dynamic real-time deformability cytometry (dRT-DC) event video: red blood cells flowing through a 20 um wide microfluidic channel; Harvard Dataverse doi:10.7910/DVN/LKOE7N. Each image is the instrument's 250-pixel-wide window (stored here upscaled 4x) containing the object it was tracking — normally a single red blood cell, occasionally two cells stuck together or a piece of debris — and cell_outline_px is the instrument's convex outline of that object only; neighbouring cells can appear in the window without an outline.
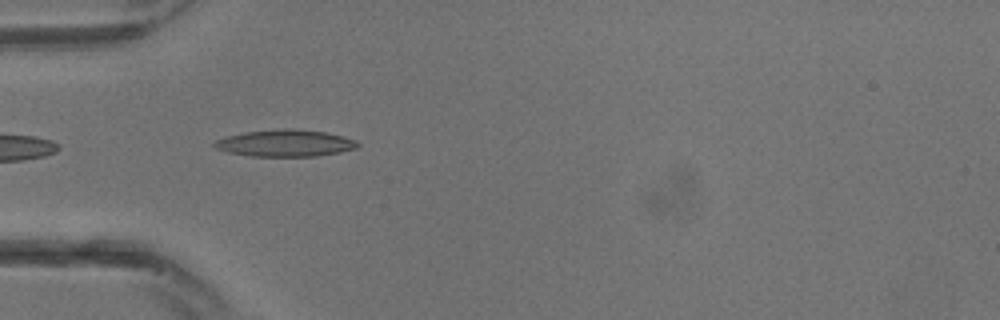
{"species": "common noctule bat (a hibernating species)", "species_latin": "Nyctalus noctula", "temperature_condition": "warm", "stored_images_in_passage": 8, "camera_frame_rate_fps": 3000, "um_per_image_px": 0.085, "animal": {"sex": "male", "body_mass_g": 13.3}, "frame": {"image": 1, "passage_image": 4, "time_ms": 1.0, "image_size_px": [1000, 320], "cell_outline_px": [[360, 144], [356, 148], [340, 152], [316, 156], [252, 156], [228, 152], [212, 148], [212, 144], [216, 140], [224, 136], [244, 132], [284, 128], [288, 128], [324, 132], [344, 136], [356, 140]], "centroid_in_image_um": [24.21, 12.16], "position_along_channel_um": 60.8, "area_um2": 22.48}}
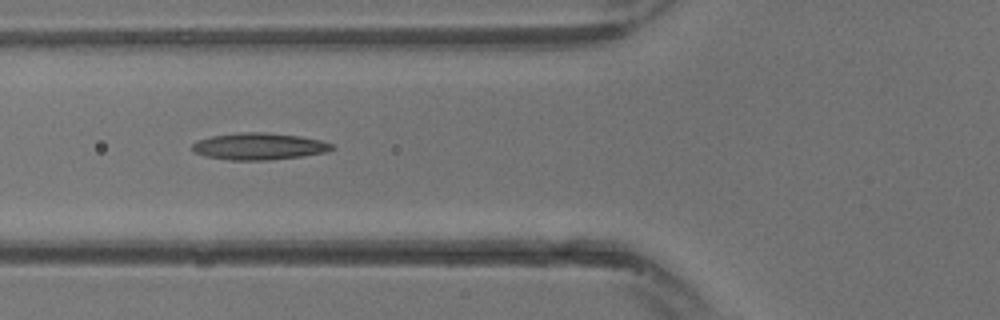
{"frame": {"image": 2, "passage_image": 6, "time_ms": 1.667, "image_size_px": [1000, 320], "cell_outline_px": [[336, 148], [328, 152], [304, 156], [268, 160], [228, 160], [204, 156], [196, 152], [192, 148], [192, 144], [196, 140], [212, 136], [240, 132], [264, 132], [300, 136], [320, 140], [332, 144]], "centroid_in_image_um": [22.03, 12.44], "position_along_channel_um": 103.8, "area_um2": 21.96}}